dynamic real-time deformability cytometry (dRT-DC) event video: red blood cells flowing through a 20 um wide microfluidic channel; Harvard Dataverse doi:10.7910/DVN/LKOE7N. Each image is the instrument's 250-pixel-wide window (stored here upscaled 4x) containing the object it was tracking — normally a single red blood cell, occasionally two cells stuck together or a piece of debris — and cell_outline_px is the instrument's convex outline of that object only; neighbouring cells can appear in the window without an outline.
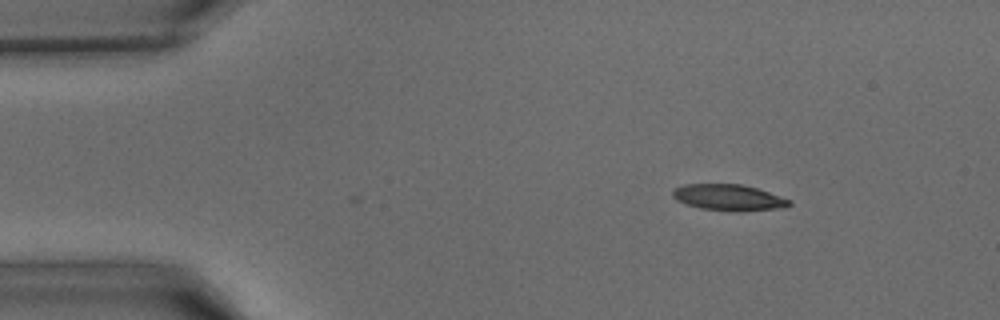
{"species": "common noctule bat (a hibernating species)", "species_latin": "Nyctalus noctula", "temperature_condition": "warm", "stored_images_in_passage": 3, "camera_frame_rate_fps": 3000, "um_per_image_px": 0.085, "animal": {"sex": "male", "body_mass_g": 15.6}, "frame": {"image": 1, "passage_image": 3, "time_ms": 0.667, "image_size_px": [1000, 320], "cell_outline_px": [[792, 204], [784, 208], [740, 212], [700, 208], [676, 200], [672, 196], [672, 188], [684, 184], [740, 184], [756, 188], [792, 200]], "centroid_in_image_um": [61.94, 16.79], "position_along_channel_um": 23.1, "area_um2": 17.92}}